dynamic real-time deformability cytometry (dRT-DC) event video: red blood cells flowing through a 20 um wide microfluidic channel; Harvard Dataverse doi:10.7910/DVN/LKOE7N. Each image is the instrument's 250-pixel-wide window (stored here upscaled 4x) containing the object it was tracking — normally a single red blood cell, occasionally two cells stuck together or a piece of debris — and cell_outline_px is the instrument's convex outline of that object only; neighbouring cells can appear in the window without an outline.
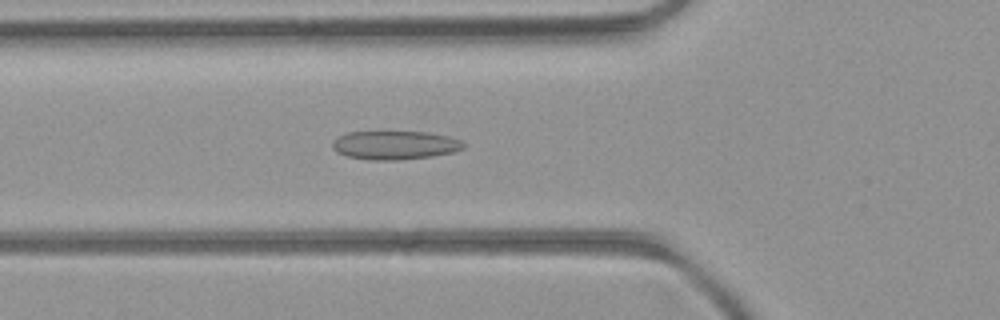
{"species": "common noctule bat (a hibernating species)", "species_latin": "Nyctalus noctula", "temperature_condition": "room temperature", "stored_images_in_passage": 45, "camera_frame_rate_fps": 3000, "um_per_image_px": 0.085, "animal": {"sex": "female", "body_mass_g": 21.9}, "frame": {"image": 1, "passage_image": 12, "time_ms": 3.667, "image_size_px": [1000, 320], "cell_outline_px": [[464, 148], [452, 152], [432, 156], [400, 160], [368, 160], [348, 156], [336, 152], [332, 148], [332, 140], [336, 136], [348, 132], [428, 132], [448, 136], [460, 140], [464, 144]], "centroid_in_image_um": [33.52, 12.34], "position_along_channel_um": 92.3, "area_um2": 21.96}}
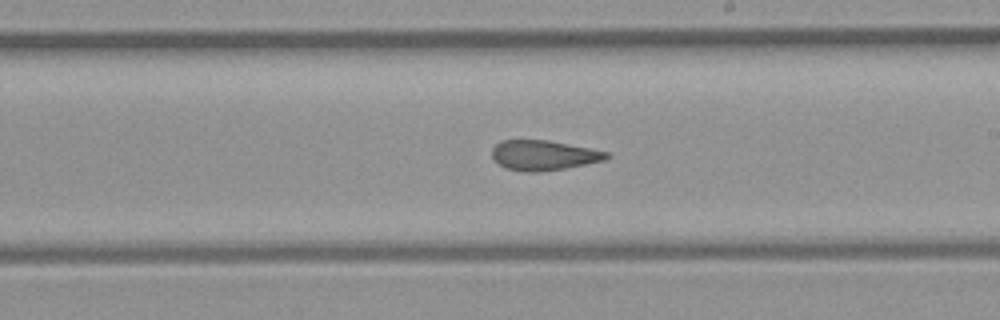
{"frame": {"image": 2, "passage_image": 23, "time_ms": 7.333, "image_size_px": [1000, 320], "cell_outline_px": [[612, 156], [604, 160], [564, 168], [540, 172], [528, 172], [504, 168], [492, 156], [492, 148], [500, 140], [548, 140], [608, 152]], "centroid_in_image_um": [46.19, 13.19], "position_along_channel_um": 242.8, "area_um2": 19.83}}
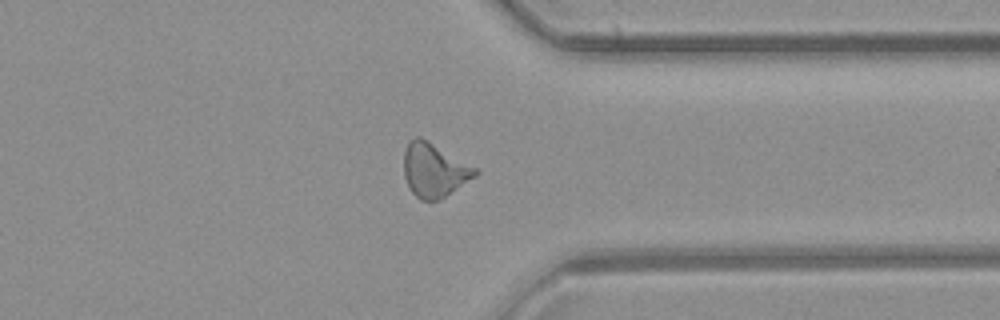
{"frame": {"image": 3, "passage_image": 33, "time_ms": 10.667, "image_size_px": [1000, 320], "cell_outline_px": [[480, 172], [476, 176], [444, 196], [436, 200], [420, 200], [412, 192], [404, 176], [404, 152], [408, 144], [416, 136], [420, 136], [428, 140], [476, 168]], "centroid_in_image_um": [36.9, 14.45], "position_along_channel_um": 374.5, "area_um2": 21.96}, "authors_computed_cell_mechanics": {"area_um2": 21.1548, "velocity_mm_per_s": 4.0854, "shape_relaxation_time_tau1_ms": null, "shape_relaxation_time_tau2_ms": 2.2725, "deformation_change_tau1": null, "deformation_change_tau2": 0.0978}}